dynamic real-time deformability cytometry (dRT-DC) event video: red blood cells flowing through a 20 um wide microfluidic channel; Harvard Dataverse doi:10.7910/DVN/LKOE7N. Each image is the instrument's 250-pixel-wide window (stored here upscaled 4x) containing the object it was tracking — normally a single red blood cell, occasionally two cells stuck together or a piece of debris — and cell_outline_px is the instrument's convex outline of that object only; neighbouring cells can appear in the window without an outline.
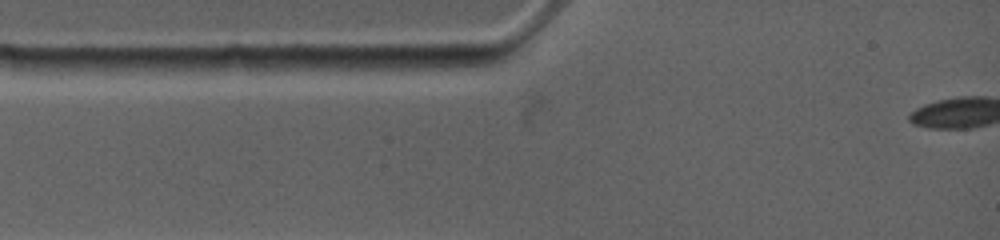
{"species": "common noctule bat (a hibernating species)", "species_latin": "Nyctalus noctula", "temperature_condition": "warm", "stored_images_in_passage": 2, "segment_of_instrument_passage": [1, 2], "camera_frame_rate_fps": 4500, "um_per_image_px": 0.085, "animal": {"sex": "female", "body_mass_g": 19.0, "forearm_length_mm": 53.3}, "frame": {"image": 1, "passage_image": 1, "time_ms": 0.0, "image_size_px": [1000, 240], "cell_outline_px": [[500, 60], [492, 64], [448, 72], [360, 68], [372, 56], [476, 56]], "centroid_in_image_um": [36.31, 5.35], "position_along_channel_um": 48.7, "area_um2": 12.2}}